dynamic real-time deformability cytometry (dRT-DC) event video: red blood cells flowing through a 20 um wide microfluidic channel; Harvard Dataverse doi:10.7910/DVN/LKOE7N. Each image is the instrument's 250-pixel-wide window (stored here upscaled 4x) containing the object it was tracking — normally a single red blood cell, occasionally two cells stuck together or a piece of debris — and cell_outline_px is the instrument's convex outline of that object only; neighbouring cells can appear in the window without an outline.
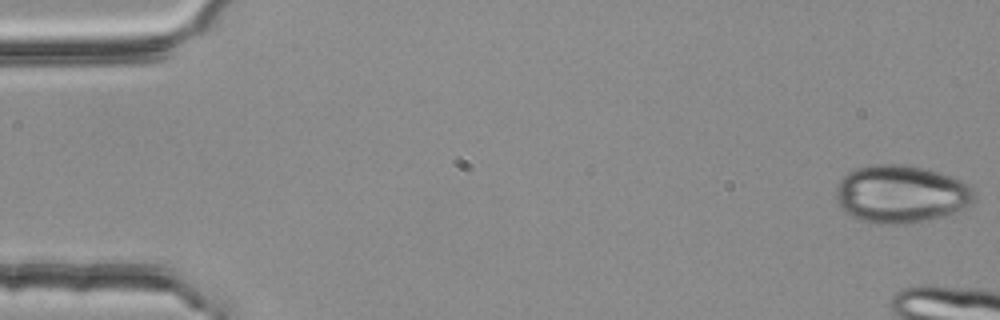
{"species": "common noctule bat (a hibernating species)", "species_latin": "Nyctalus noctula", "temperature_condition": "room temperature", "stored_images_in_passage": 3, "camera_frame_rate_fps": 3000, "um_per_image_px": 0.085, "animal": {"sex": "female", "body_mass_g": 25.1}, "frame": {"image": 1, "passage_image": 1, "time_ms": 0.0, "image_size_px": [1000, 320], "cell_outline_px": [[976, 196], [968, 204], [956, 212], [944, 216], [908, 224], [876, 224], [860, 220], [844, 212], [840, 208], [836, 196], [836, 188], [840, 180], [848, 172], [872, 164], [908, 164], [940, 172], [960, 180], [968, 184], [976, 192]], "centroid_in_image_um": [76.57, 16.5], "position_along_channel_um": 8.4, "area_um2": 46.76}}